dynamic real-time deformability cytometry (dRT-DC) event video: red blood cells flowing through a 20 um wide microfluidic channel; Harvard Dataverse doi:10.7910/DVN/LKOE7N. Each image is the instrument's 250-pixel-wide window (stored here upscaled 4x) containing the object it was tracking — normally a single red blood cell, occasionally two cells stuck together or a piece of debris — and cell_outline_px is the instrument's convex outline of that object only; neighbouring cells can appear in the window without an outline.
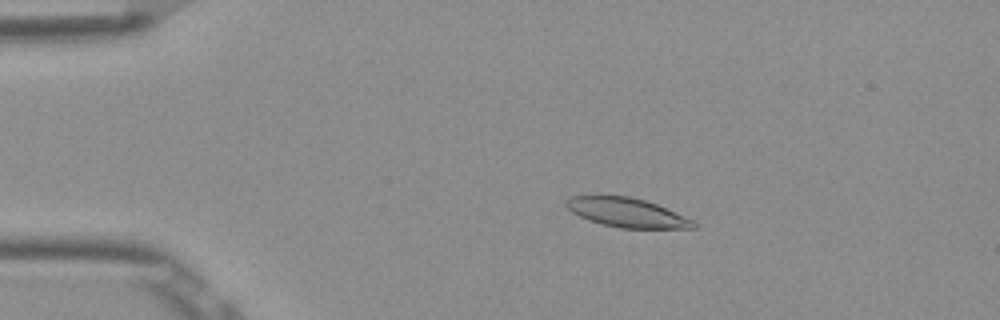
{"species": "Egyptian fruit bat (a non-hibernating species)", "species_latin": "Rousettus aegyptiacus", "temperature_condition": "room temperature", "stored_images_in_passage": 52, "camera_frame_rate_fps": 3000, "um_per_image_px": 0.085, "frame": {"image": 1, "passage_image": 10, "time_ms": 3.0, "image_size_px": [1000, 320], "cell_outline_px": [[696, 228], [620, 228], [588, 220], [572, 212], [564, 204], [564, 200], [572, 196], [628, 196], [644, 200], [656, 204], [692, 220], [696, 224]], "centroid_in_image_um": [53.24, 18.07], "position_along_channel_um": 31.8, "area_um2": 21.27}}
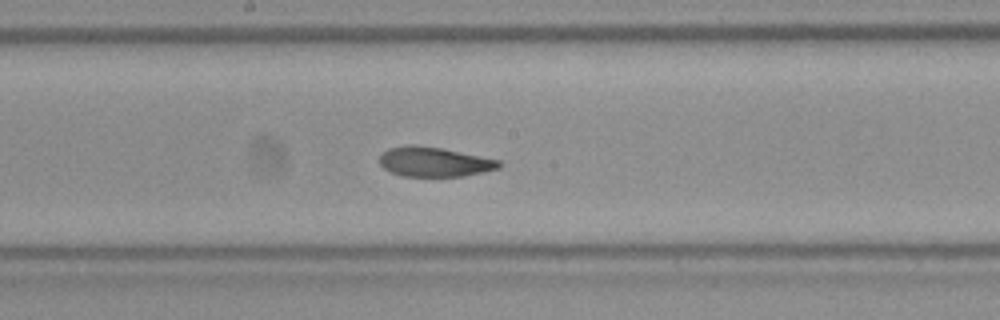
{"frame": {"image": 2, "passage_image": 28, "time_ms": 9.0, "image_size_px": [1000, 320], "cell_outline_px": [[504, 164], [500, 168], [484, 172], [464, 176], [404, 176], [392, 172], [384, 168], [380, 164], [380, 152], [388, 148], [408, 144], [416, 144], [444, 148], [500, 160]], "centroid_in_image_um": [36.93, 13.74], "position_along_channel_um": 211.3, "area_um2": 20.98}}
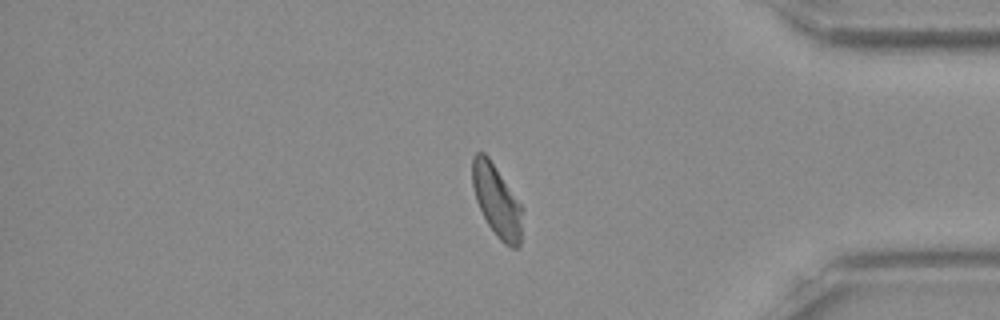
{"frame": {"image": 3, "passage_image": 44, "time_ms": 14.333, "image_size_px": [1000, 320], "cell_outline_px": [[524, 208], [520, 244], [516, 248], [512, 248], [504, 244], [496, 236], [488, 224], [476, 200], [472, 184], [472, 156], [476, 152], [484, 152], [488, 156]], "centroid_in_image_um": [42.24, 17.08], "position_along_channel_um": 393.0, "area_um2": 21.1}, "authors_computed_cell_mechanics": {"area_um2": 21.8773, "velocity_mm_per_s": 3.8637, "shape_relaxation_time_tau1_ms": 4.4338, "shape_relaxation_time_tau2_ms": 1.7889, "deformation_change_tau1": 0.1366, "deformation_change_tau2": 0.0759}}